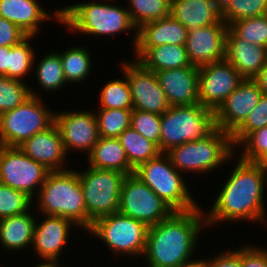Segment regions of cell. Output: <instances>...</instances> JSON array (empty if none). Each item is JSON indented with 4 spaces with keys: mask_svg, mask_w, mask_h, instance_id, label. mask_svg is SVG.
Segmentation results:
<instances>
[{
    "mask_svg": "<svg viewBox=\"0 0 267 267\" xmlns=\"http://www.w3.org/2000/svg\"><path fill=\"white\" fill-rule=\"evenodd\" d=\"M54 18L40 7L36 0H0V16L18 26L28 36L39 32V24L46 19L61 22V9Z\"/></svg>",
    "mask_w": 267,
    "mask_h": 267,
    "instance_id": "22",
    "label": "cell"
},
{
    "mask_svg": "<svg viewBox=\"0 0 267 267\" xmlns=\"http://www.w3.org/2000/svg\"><path fill=\"white\" fill-rule=\"evenodd\" d=\"M175 211L136 175H126L122 184L118 213L154 226Z\"/></svg>",
    "mask_w": 267,
    "mask_h": 267,
    "instance_id": "11",
    "label": "cell"
},
{
    "mask_svg": "<svg viewBox=\"0 0 267 267\" xmlns=\"http://www.w3.org/2000/svg\"><path fill=\"white\" fill-rule=\"evenodd\" d=\"M201 210L198 207L174 212L169 218L148 227L143 254L148 267H189L200 261H191V255L196 249L201 228L206 226Z\"/></svg>",
    "mask_w": 267,
    "mask_h": 267,
    "instance_id": "1",
    "label": "cell"
},
{
    "mask_svg": "<svg viewBox=\"0 0 267 267\" xmlns=\"http://www.w3.org/2000/svg\"><path fill=\"white\" fill-rule=\"evenodd\" d=\"M19 147L27 156L42 164L50 172L66 170L62 168V164L67 153L55 123L45 131L36 133Z\"/></svg>",
    "mask_w": 267,
    "mask_h": 267,
    "instance_id": "20",
    "label": "cell"
},
{
    "mask_svg": "<svg viewBox=\"0 0 267 267\" xmlns=\"http://www.w3.org/2000/svg\"><path fill=\"white\" fill-rule=\"evenodd\" d=\"M130 127L159 147L161 115L133 109Z\"/></svg>",
    "mask_w": 267,
    "mask_h": 267,
    "instance_id": "41",
    "label": "cell"
},
{
    "mask_svg": "<svg viewBox=\"0 0 267 267\" xmlns=\"http://www.w3.org/2000/svg\"><path fill=\"white\" fill-rule=\"evenodd\" d=\"M189 267H204V265L201 263V261L197 262L196 264L194 265H191Z\"/></svg>",
    "mask_w": 267,
    "mask_h": 267,
    "instance_id": "48",
    "label": "cell"
},
{
    "mask_svg": "<svg viewBox=\"0 0 267 267\" xmlns=\"http://www.w3.org/2000/svg\"><path fill=\"white\" fill-rule=\"evenodd\" d=\"M209 260V261H208ZM200 260L204 267H242V248L218 254L214 259Z\"/></svg>",
    "mask_w": 267,
    "mask_h": 267,
    "instance_id": "43",
    "label": "cell"
},
{
    "mask_svg": "<svg viewBox=\"0 0 267 267\" xmlns=\"http://www.w3.org/2000/svg\"><path fill=\"white\" fill-rule=\"evenodd\" d=\"M118 139L133 169L162 153L155 143L141 136L132 127L127 128Z\"/></svg>",
    "mask_w": 267,
    "mask_h": 267,
    "instance_id": "28",
    "label": "cell"
},
{
    "mask_svg": "<svg viewBox=\"0 0 267 267\" xmlns=\"http://www.w3.org/2000/svg\"><path fill=\"white\" fill-rule=\"evenodd\" d=\"M215 129V111L200 103L171 106L161 115L159 149L166 153L175 146L206 138Z\"/></svg>",
    "mask_w": 267,
    "mask_h": 267,
    "instance_id": "5",
    "label": "cell"
},
{
    "mask_svg": "<svg viewBox=\"0 0 267 267\" xmlns=\"http://www.w3.org/2000/svg\"><path fill=\"white\" fill-rule=\"evenodd\" d=\"M148 227L121 213L102 216L93 222L88 232L95 234L108 245L115 255H143L146 247Z\"/></svg>",
    "mask_w": 267,
    "mask_h": 267,
    "instance_id": "10",
    "label": "cell"
},
{
    "mask_svg": "<svg viewBox=\"0 0 267 267\" xmlns=\"http://www.w3.org/2000/svg\"><path fill=\"white\" fill-rule=\"evenodd\" d=\"M225 59L244 79H253L267 60V48L238 38L229 28L225 40Z\"/></svg>",
    "mask_w": 267,
    "mask_h": 267,
    "instance_id": "21",
    "label": "cell"
},
{
    "mask_svg": "<svg viewBox=\"0 0 267 267\" xmlns=\"http://www.w3.org/2000/svg\"><path fill=\"white\" fill-rule=\"evenodd\" d=\"M244 80L226 59L199 68V103L216 111Z\"/></svg>",
    "mask_w": 267,
    "mask_h": 267,
    "instance_id": "13",
    "label": "cell"
},
{
    "mask_svg": "<svg viewBox=\"0 0 267 267\" xmlns=\"http://www.w3.org/2000/svg\"><path fill=\"white\" fill-rule=\"evenodd\" d=\"M78 175L87 214L93 222L102 216L118 213L124 173L89 166Z\"/></svg>",
    "mask_w": 267,
    "mask_h": 267,
    "instance_id": "9",
    "label": "cell"
},
{
    "mask_svg": "<svg viewBox=\"0 0 267 267\" xmlns=\"http://www.w3.org/2000/svg\"><path fill=\"white\" fill-rule=\"evenodd\" d=\"M27 36L28 35L25 34L14 23L0 16V47L1 46L12 47L20 43Z\"/></svg>",
    "mask_w": 267,
    "mask_h": 267,
    "instance_id": "42",
    "label": "cell"
},
{
    "mask_svg": "<svg viewBox=\"0 0 267 267\" xmlns=\"http://www.w3.org/2000/svg\"><path fill=\"white\" fill-rule=\"evenodd\" d=\"M133 24L139 28L142 24L170 16L171 0H128ZM130 9V10H129Z\"/></svg>",
    "mask_w": 267,
    "mask_h": 267,
    "instance_id": "31",
    "label": "cell"
},
{
    "mask_svg": "<svg viewBox=\"0 0 267 267\" xmlns=\"http://www.w3.org/2000/svg\"><path fill=\"white\" fill-rule=\"evenodd\" d=\"M266 179V168L240 159L218 193L210 213L205 214L206 226L219 221L249 220L266 223L267 214L263 204Z\"/></svg>",
    "mask_w": 267,
    "mask_h": 267,
    "instance_id": "2",
    "label": "cell"
},
{
    "mask_svg": "<svg viewBox=\"0 0 267 267\" xmlns=\"http://www.w3.org/2000/svg\"><path fill=\"white\" fill-rule=\"evenodd\" d=\"M36 67L38 84L42 89L53 92L66 84L59 53L54 52L44 56Z\"/></svg>",
    "mask_w": 267,
    "mask_h": 267,
    "instance_id": "32",
    "label": "cell"
},
{
    "mask_svg": "<svg viewBox=\"0 0 267 267\" xmlns=\"http://www.w3.org/2000/svg\"><path fill=\"white\" fill-rule=\"evenodd\" d=\"M41 223L35 222L32 248L43 262L59 263V254L67 243L71 225L76 224L68 218L46 215ZM58 260V261H57Z\"/></svg>",
    "mask_w": 267,
    "mask_h": 267,
    "instance_id": "18",
    "label": "cell"
},
{
    "mask_svg": "<svg viewBox=\"0 0 267 267\" xmlns=\"http://www.w3.org/2000/svg\"><path fill=\"white\" fill-rule=\"evenodd\" d=\"M228 25L220 19L212 25L188 30L186 51L192 66L200 68L225 59Z\"/></svg>",
    "mask_w": 267,
    "mask_h": 267,
    "instance_id": "15",
    "label": "cell"
},
{
    "mask_svg": "<svg viewBox=\"0 0 267 267\" xmlns=\"http://www.w3.org/2000/svg\"><path fill=\"white\" fill-rule=\"evenodd\" d=\"M32 198L0 183V219L30 211Z\"/></svg>",
    "mask_w": 267,
    "mask_h": 267,
    "instance_id": "39",
    "label": "cell"
},
{
    "mask_svg": "<svg viewBox=\"0 0 267 267\" xmlns=\"http://www.w3.org/2000/svg\"><path fill=\"white\" fill-rule=\"evenodd\" d=\"M240 145L244 151L240 159L267 169V126L251 132Z\"/></svg>",
    "mask_w": 267,
    "mask_h": 267,
    "instance_id": "38",
    "label": "cell"
},
{
    "mask_svg": "<svg viewBox=\"0 0 267 267\" xmlns=\"http://www.w3.org/2000/svg\"><path fill=\"white\" fill-rule=\"evenodd\" d=\"M228 28L238 38L267 48V14L235 21Z\"/></svg>",
    "mask_w": 267,
    "mask_h": 267,
    "instance_id": "36",
    "label": "cell"
},
{
    "mask_svg": "<svg viewBox=\"0 0 267 267\" xmlns=\"http://www.w3.org/2000/svg\"><path fill=\"white\" fill-rule=\"evenodd\" d=\"M131 88V99L134 110L162 115L171 106L160 87L154 72L146 70L136 60L134 63L122 62Z\"/></svg>",
    "mask_w": 267,
    "mask_h": 267,
    "instance_id": "14",
    "label": "cell"
},
{
    "mask_svg": "<svg viewBox=\"0 0 267 267\" xmlns=\"http://www.w3.org/2000/svg\"><path fill=\"white\" fill-rule=\"evenodd\" d=\"M235 147L231 134L216 128L206 138L175 146L166 154L179 172L208 173L234 156Z\"/></svg>",
    "mask_w": 267,
    "mask_h": 267,
    "instance_id": "6",
    "label": "cell"
},
{
    "mask_svg": "<svg viewBox=\"0 0 267 267\" xmlns=\"http://www.w3.org/2000/svg\"><path fill=\"white\" fill-rule=\"evenodd\" d=\"M181 173L173 166L170 157L166 153H161L158 157L139 165L133 174L175 212H186L198 208L199 205L189 193Z\"/></svg>",
    "mask_w": 267,
    "mask_h": 267,
    "instance_id": "7",
    "label": "cell"
},
{
    "mask_svg": "<svg viewBox=\"0 0 267 267\" xmlns=\"http://www.w3.org/2000/svg\"><path fill=\"white\" fill-rule=\"evenodd\" d=\"M55 124L66 153L74 148L89 154L100 138L96 113L92 111L55 113Z\"/></svg>",
    "mask_w": 267,
    "mask_h": 267,
    "instance_id": "17",
    "label": "cell"
},
{
    "mask_svg": "<svg viewBox=\"0 0 267 267\" xmlns=\"http://www.w3.org/2000/svg\"><path fill=\"white\" fill-rule=\"evenodd\" d=\"M34 36H27L20 43L9 47L7 60V77L20 80L28 75L34 64L36 55L29 44V40Z\"/></svg>",
    "mask_w": 267,
    "mask_h": 267,
    "instance_id": "34",
    "label": "cell"
},
{
    "mask_svg": "<svg viewBox=\"0 0 267 267\" xmlns=\"http://www.w3.org/2000/svg\"><path fill=\"white\" fill-rule=\"evenodd\" d=\"M253 80L258 84L262 94L267 95V60L263 68L253 78Z\"/></svg>",
    "mask_w": 267,
    "mask_h": 267,
    "instance_id": "45",
    "label": "cell"
},
{
    "mask_svg": "<svg viewBox=\"0 0 267 267\" xmlns=\"http://www.w3.org/2000/svg\"><path fill=\"white\" fill-rule=\"evenodd\" d=\"M50 171L27 156L20 147L1 146L0 183L22 191L33 199L35 189L45 182Z\"/></svg>",
    "mask_w": 267,
    "mask_h": 267,
    "instance_id": "12",
    "label": "cell"
},
{
    "mask_svg": "<svg viewBox=\"0 0 267 267\" xmlns=\"http://www.w3.org/2000/svg\"><path fill=\"white\" fill-rule=\"evenodd\" d=\"M170 106L199 103V68L188 66L155 72Z\"/></svg>",
    "mask_w": 267,
    "mask_h": 267,
    "instance_id": "19",
    "label": "cell"
},
{
    "mask_svg": "<svg viewBox=\"0 0 267 267\" xmlns=\"http://www.w3.org/2000/svg\"><path fill=\"white\" fill-rule=\"evenodd\" d=\"M137 54V55H136ZM135 60L146 70L157 72L191 66L186 47L166 44L157 47H135Z\"/></svg>",
    "mask_w": 267,
    "mask_h": 267,
    "instance_id": "25",
    "label": "cell"
},
{
    "mask_svg": "<svg viewBox=\"0 0 267 267\" xmlns=\"http://www.w3.org/2000/svg\"><path fill=\"white\" fill-rule=\"evenodd\" d=\"M108 81L100 91V109L133 110L131 88L127 76Z\"/></svg>",
    "mask_w": 267,
    "mask_h": 267,
    "instance_id": "33",
    "label": "cell"
},
{
    "mask_svg": "<svg viewBox=\"0 0 267 267\" xmlns=\"http://www.w3.org/2000/svg\"><path fill=\"white\" fill-rule=\"evenodd\" d=\"M60 9V23L85 35L114 36L118 32L134 30L135 48L138 28L133 24L128 9L95 1L73 4Z\"/></svg>",
    "mask_w": 267,
    "mask_h": 267,
    "instance_id": "4",
    "label": "cell"
},
{
    "mask_svg": "<svg viewBox=\"0 0 267 267\" xmlns=\"http://www.w3.org/2000/svg\"><path fill=\"white\" fill-rule=\"evenodd\" d=\"M132 111L125 109H100L96 115L99 136L118 138L130 127Z\"/></svg>",
    "mask_w": 267,
    "mask_h": 267,
    "instance_id": "35",
    "label": "cell"
},
{
    "mask_svg": "<svg viewBox=\"0 0 267 267\" xmlns=\"http://www.w3.org/2000/svg\"><path fill=\"white\" fill-rule=\"evenodd\" d=\"M188 29L171 15L142 24L137 29L135 47H157L166 44L185 46Z\"/></svg>",
    "mask_w": 267,
    "mask_h": 267,
    "instance_id": "24",
    "label": "cell"
},
{
    "mask_svg": "<svg viewBox=\"0 0 267 267\" xmlns=\"http://www.w3.org/2000/svg\"><path fill=\"white\" fill-rule=\"evenodd\" d=\"M8 54H9V47L1 46L0 47V76L7 77Z\"/></svg>",
    "mask_w": 267,
    "mask_h": 267,
    "instance_id": "46",
    "label": "cell"
},
{
    "mask_svg": "<svg viewBox=\"0 0 267 267\" xmlns=\"http://www.w3.org/2000/svg\"><path fill=\"white\" fill-rule=\"evenodd\" d=\"M35 92L22 81L0 76V114L13 110L24 103Z\"/></svg>",
    "mask_w": 267,
    "mask_h": 267,
    "instance_id": "37",
    "label": "cell"
},
{
    "mask_svg": "<svg viewBox=\"0 0 267 267\" xmlns=\"http://www.w3.org/2000/svg\"><path fill=\"white\" fill-rule=\"evenodd\" d=\"M262 95L253 79H244L215 111L216 128L232 134L245 121Z\"/></svg>",
    "mask_w": 267,
    "mask_h": 267,
    "instance_id": "16",
    "label": "cell"
},
{
    "mask_svg": "<svg viewBox=\"0 0 267 267\" xmlns=\"http://www.w3.org/2000/svg\"><path fill=\"white\" fill-rule=\"evenodd\" d=\"M35 222L29 211L0 219V244L14 251L32 245Z\"/></svg>",
    "mask_w": 267,
    "mask_h": 267,
    "instance_id": "27",
    "label": "cell"
},
{
    "mask_svg": "<svg viewBox=\"0 0 267 267\" xmlns=\"http://www.w3.org/2000/svg\"><path fill=\"white\" fill-rule=\"evenodd\" d=\"M170 15L188 30L206 27L222 19L220 0H171Z\"/></svg>",
    "mask_w": 267,
    "mask_h": 267,
    "instance_id": "23",
    "label": "cell"
},
{
    "mask_svg": "<svg viewBox=\"0 0 267 267\" xmlns=\"http://www.w3.org/2000/svg\"><path fill=\"white\" fill-rule=\"evenodd\" d=\"M60 264L57 263H49V262H40L36 267H59Z\"/></svg>",
    "mask_w": 267,
    "mask_h": 267,
    "instance_id": "47",
    "label": "cell"
},
{
    "mask_svg": "<svg viewBox=\"0 0 267 267\" xmlns=\"http://www.w3.org/2000/svg\"><path fill=\"white\" fill-rule=\"evenodd\" d=\"M62 61L63 73L66 82H76L84 80L91 71V57L85 47L70 48L59 54Z\"/></svg>",
    "mask_w": 267,
    "mask_h": 267,
    "instance_id": "29",
    "label": "cell"
},
{
    "mask_svg": "<svg viewBox=\"0 0 267 267\" xmlns=\"http://www.w3.org/2000/svg\"><path fill=\"white\" fill-rule=\"evenodd\" d=\"M266 126L267 95L263 94L245 121L231 134L233 146L239 145L251 132Z\"/></svg>",
    "mask_w": 267,
    "mask_h": 267,
    "instance_id": "40",
    "label": "cell"
},
{
    "mask_svg": "<svg viewBox=\"0 0 267 267\" xmlns=\"http://www.w3.org/2000/svg\"><path fill=\"white\" fill-rule=\"evenodd\" d=\"M87 160L92 168L116 170L125 175L134 173L118 138L100 137Z\"/></svg>",
    "mask_w": 267,
    "mask_h": 267,
    "instance_id": "26",
    "label": "cell"
},
{
    "mask_svg": "<svg viewBox=\"0 0 267 267\" xmlns=\"http://www.w3.org/2000/svg\"><path fill=\"white\" fill-rule=\"evenodd\" d=\"M39 192V193H38ZM38 193V207L46 215L68 218L88 231L93 221L88 217L78 171L49 172Z\"/></svg>",
    "mask_w": 267,
    "mask_h": 267,
    "instance_id": "3",
    "label": "cell"
},
{
    "mask_svg": "<svg viewBox=\"0 0 267 267\" xmlns=\"http://www.w3.org/2000/svg\"><path fill=\"white\" fill-rule=\"evenodd\" d=\"M267 249L242 247V267H267Z\"/></svg>",
    "mask_w": 267,
    "mask_h": 267,
    "instance_id": "44",
    "label": "cell"
},
{
    "mask_svg": "<svg viewBox=\"0 0 267 267\" xmlns=\"http://www.w3.org/2000/svg\"><path fill=\"white\" fill-rule=\"evenodd\" d=\"M222 20L229 26L235 21L267 14V0H220Z\"/></svg>",
    "mask_w": 267,
    "mask_h": 267,
    "instance_id": "30",
    "label": "cell"
},
{
    "mask_svg": "<svg viewBox=\"0 0 267 267\" xmlns=\"http://www.w3.org/2000/svg\"><path fill=\"white\" fill-rule=\"evenodd\" d=\"M38 95L31 96L13 110L0 114V144L19 147L36 133L55 123V113L49 111Z\"/></svg>",
    "mask_w": 267,
    "mask_h": 267,
    "instance_id": "8",
    "label": "cell"
}]
</instances>
